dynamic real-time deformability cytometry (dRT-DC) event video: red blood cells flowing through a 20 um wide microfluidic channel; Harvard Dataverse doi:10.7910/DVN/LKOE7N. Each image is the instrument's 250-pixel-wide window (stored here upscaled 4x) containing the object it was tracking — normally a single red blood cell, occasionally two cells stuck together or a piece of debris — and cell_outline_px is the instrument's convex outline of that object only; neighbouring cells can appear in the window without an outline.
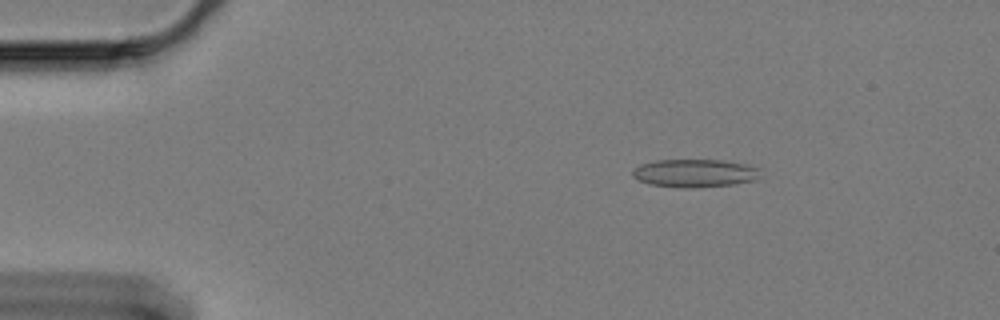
{"species": "Egyptian fruit bat (a non-hibernating species)", "species_latin": "Rousettus aegyptiacus", "temperature_condition": "cold", "stored_images_in_passage": 59, "camera_frame_rate_fps": 3000, "um_per_image_px": 0.085, "animal": {"sex": "female"}, "frame": {"image": 1, "passage_image": 9, "time_ms": 2.667, "image_size_px": [1000, 320], "cell_outline_px": [[760, 176], [756, 180], [732, 184], [696, 188], [680, 188], [648, 184], [632, 176], [632, 172], [640, 164], [656, 160], [720, 160], [748, 164], [760, 168]], "centroid_in_image_um": [59.08, 14.72], "position_along_channel_um": 25.9, "area_um2": 21.04}}
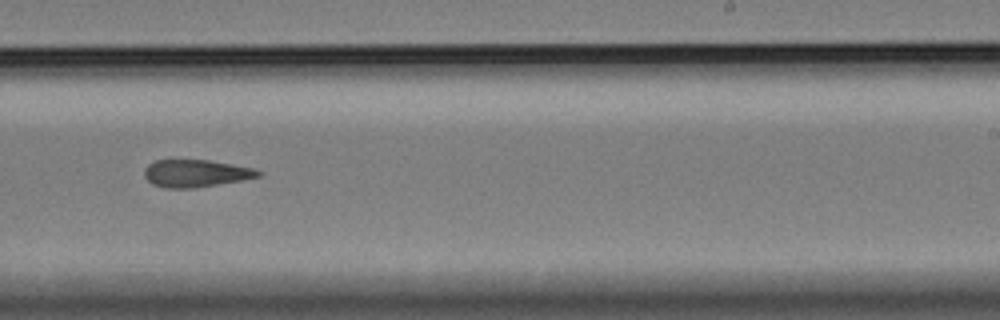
{"frame": {"image": 2, "passage_image": 37, "time_ms": 12.0, "image_size_px": [1000, 320], "cell_outline_px": [[264, 172], [260, 176], [240, 180], [196, 188], [164, 188], [152, 184], [144, 176], [144, 168], [148, 164], [156, 160], [208, 160], [252, 168]], "centroid_in_image_um": [16.6, 14.74], "position_along_channel_um": 272.4, "area_um2": 18.09}}
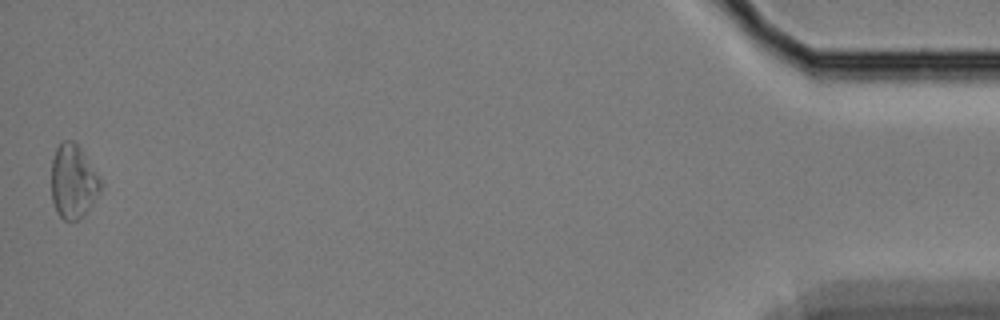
{"frame": {"image": 3, "passage_image": 59, "time_ms": 19.333, "image_size_px": [1000, 320], "cell_outline_px": [[100, 192], [84, 216], [76, 220], [64, 220], [60, 216], [52, 200], [52, 160], [56, 148], [64, 140], [72, 140], [80, 148], [100, 176]], "centroid_in_image_um": [6.23, 15.43], "position_along_channel_um": 429.0, "area_um2": 20.98}, "authors_computed_cell_mechanics": {"area_um2": 19.2474, "velocity_mm_per_s": 3.3403, "shape_relaxation_time_tau1_ms": null, "shape_relaxation_time_tau2_ms": 5.2414, "deformation_change_tau1": null, "deformation_change_tau2": 0.1405}}